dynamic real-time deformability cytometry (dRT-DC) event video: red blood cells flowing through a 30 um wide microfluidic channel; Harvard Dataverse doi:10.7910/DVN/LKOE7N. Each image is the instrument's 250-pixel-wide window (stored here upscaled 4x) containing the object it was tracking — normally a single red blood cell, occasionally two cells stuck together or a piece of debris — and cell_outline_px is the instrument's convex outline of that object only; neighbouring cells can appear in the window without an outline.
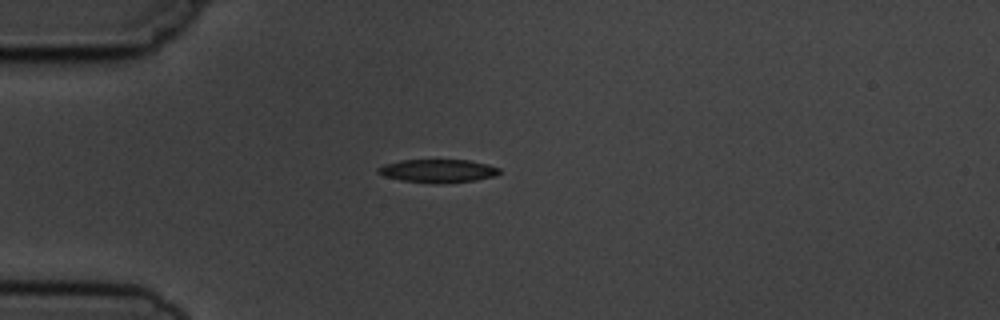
{"species": "common noctule bat (a hibernating species)", "species_latin": "Nyctalus noctula", "temperature_condition": "cold", "stored_images_in_passage": 1, "camera_frame_rate_fps": 3000, "um_per_image_px": 0.085, "animal": {"sex": "male", "body_mass_g": 19.5, "forearm_length_mm": 54.6}, "frame": {"image": 1, "passage_image": 1, "time_ms": 0.0, "image_size_px": [1000, 320], "cell_outline_px": [[500, 172], [496, 176], [476, 180], [436, 184], [400, 180], [384, 176], [376, 172], [376, 168], [384, 164], [400, 160], [468, 160], [488, 164], [500, 168]], "centroid_in_image_um": [37.2, 14.53], "position_along_channel_um": 47.8, "area_um2": 16.59}}